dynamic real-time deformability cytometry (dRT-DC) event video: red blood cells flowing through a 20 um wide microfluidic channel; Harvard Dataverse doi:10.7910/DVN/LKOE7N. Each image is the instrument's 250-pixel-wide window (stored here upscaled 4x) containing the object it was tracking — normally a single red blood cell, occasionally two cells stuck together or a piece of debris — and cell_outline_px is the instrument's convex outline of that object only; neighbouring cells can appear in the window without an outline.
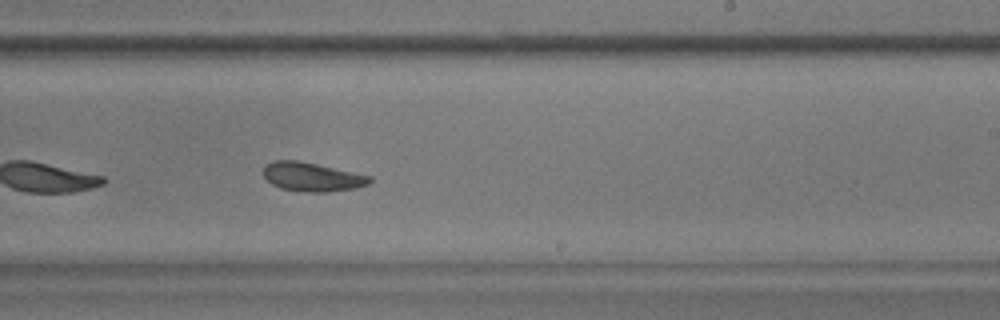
{"species": "common noctule bat (a hibernating species)", "species_latin": "Nyctalus noctula", "temperature_condition": "warm", "stored_images_in_passage": 40, "camera_frame_rate_fps": 3000, "um_per_image_px": 0.085, "animal": {"sex": "male", "body_mass_g": 17.9}, "frame": {"image": 1, "passage_image": 18, "time_ms": 5.667, "image_size_px": [1000, 320], "cell_outline_px": [[372, 180], [368, 184], [356, 188], [328, 192], [308, 192], [280, 188], [272, 184], [264, 176], [264, 168], [272, 160], [296, 160], [316, 164], [372, 176]], "centroid_in_image_um": [26.54, 15.04], "position_along_channel_um": 262.5, "area_um2": 17.74}, "authors_computed_cell_mechanics": {"area_um2": 18.5249, "velocity_mm_per_s": 3.5819, "shape_relaxation_time_tau1_ms": 6.0071, "shape_relaxation_time_tau2_ms": null, "deformation_change_tau1": 0.0964, "deformation_change_tau2": null}}